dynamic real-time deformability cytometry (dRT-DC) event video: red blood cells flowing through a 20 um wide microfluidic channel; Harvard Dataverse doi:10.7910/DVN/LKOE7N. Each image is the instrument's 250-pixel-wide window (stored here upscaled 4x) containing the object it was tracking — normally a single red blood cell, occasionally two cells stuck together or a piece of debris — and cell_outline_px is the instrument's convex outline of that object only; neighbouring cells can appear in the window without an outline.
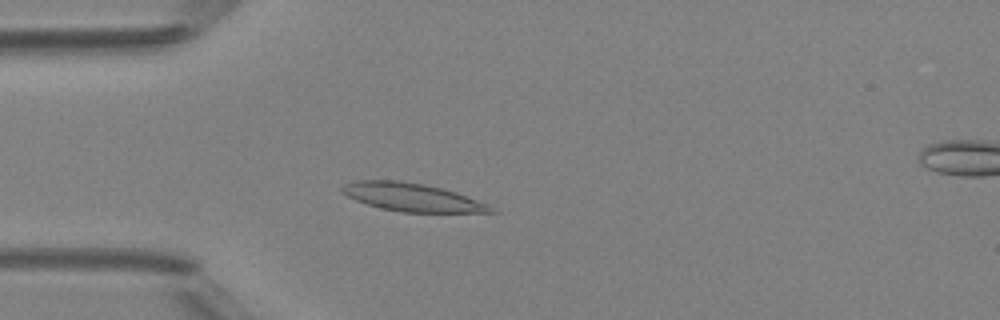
{"species": "Egyptian fruit bat (a non-hibernating species)", "species_latin": "Rousettus aegyptiacus", "temperature_condition": "room temperature", "stored_images_in_passage": 49, "camera_frame_rate_fps": 3000, "um_per_image_px": 0.085, "animal": {"sex": "female"}, "frame": {"image": 1, "passage_image": 14, "time_ms": 4.333, "image_size_px": [1000, 320], "cell_outline_px": [[500, 212], [400, 212], [368, 204], [356, 200], [340, 192], [340, 188], [344, 184], [356, 180], [396, 180], [424, 184], [456, 192], [488, 204], [496, 208]], "centroid_in_image_um": [35.03, 16.76], "position_along_channel_um": 50.0, "area_um2": 24.22}}
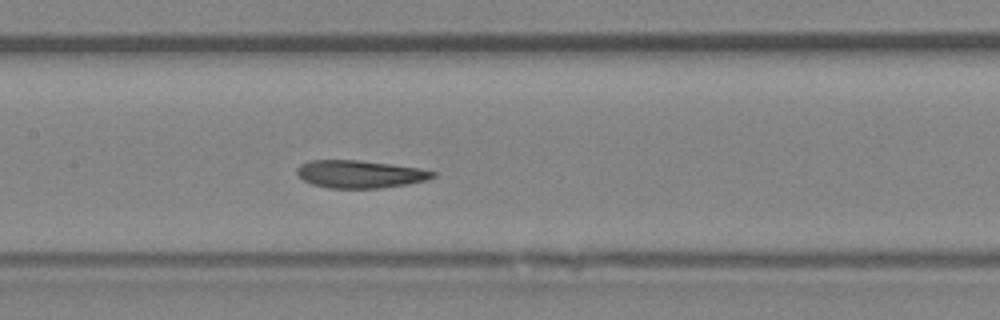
{"frame": {"image": 2, "passage_image": 24, "time_ms": 7.667, "image_size_px": [1000, 320], "cell_outline_px": [[436, 176], [424, 180], [408, 184], [380, 188], [328, 188], [312, 184], [304, 180], [296, 172], [296, 168], [300, 164], [308, 160], [356, 160], [392, 164], [420, 168], [436, 172]], "centroid_in_image_um": [30.58, 14.79], "position_along_channel_um": 176.8, "area_um2": 21.91}}
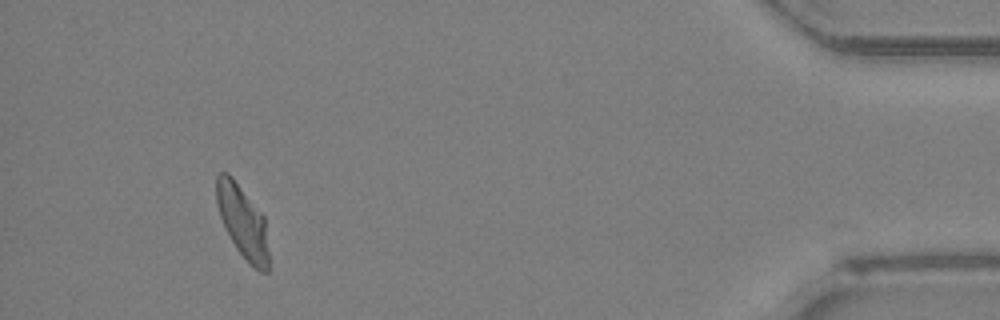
{"frame": {"image": 3, "passage_image": 46, "time_ms": 15.0, "image_size_px": [1000, 320], "cell_outline_px": [[268, 272], [260, 272], [236, 248], [220, 216], [216, 204], [216, 176], [220, 172], [228, 172], [232, 176], [264, 216], [268, 252]], "centroid_in_image_um": [20.61, 18.79], "position_along_channel_um": 414.6, "area_um2": 21.62}, "authors_computed_cell_mechanics": {"area_um2": 22.7732, "velocity_mm_per_s": 4.1659, "shape_relaxation_time_tau1_ms": 4.8007, "shape_relaxation_time_tau2_ms": 1.3583, "deformation_change_tau1": 0.1711, "deformation_change_tau2": 0.0845}}